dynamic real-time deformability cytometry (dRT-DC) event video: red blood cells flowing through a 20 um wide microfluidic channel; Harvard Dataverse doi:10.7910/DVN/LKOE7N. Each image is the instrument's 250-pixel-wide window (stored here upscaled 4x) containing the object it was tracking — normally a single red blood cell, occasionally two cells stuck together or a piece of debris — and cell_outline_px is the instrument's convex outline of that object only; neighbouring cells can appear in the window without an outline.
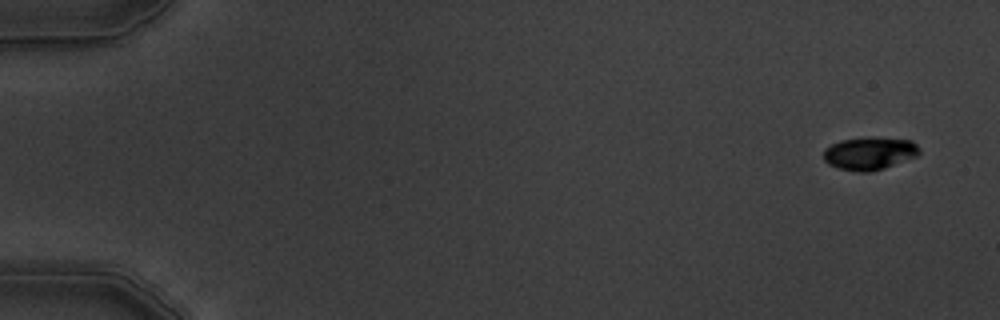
{"species": "common noctule bat (a hibernating species)", "species_latin": "Nyctalus noctula", "temperature_condition": "warm", "stored_images_in_passage": 7, "camera_frame_rate_fps": 3000, "um_per_image_px": 0.085, "animal": {"sex": "male", "body_mass_g": 19.5, "forearm_length_mm": 54.6}, "frame": {"image": 1, "passage_image": 1, "time_ms": 0.0, "image_size_px": [1000, 320], "cell_outline_px": [[920, 152], [916, 156], [884, 168], [872, 172], [856, 172], [840, 168], [828, 164], [824, 160], [824, 148], [840, 140], [872, 136], [876, 136], [912, 140], [920, 148]], "centroid_in_image_um": [73.91, 13.02], "position_along_channel_um": 11.1, "area_um2": 18.55}}
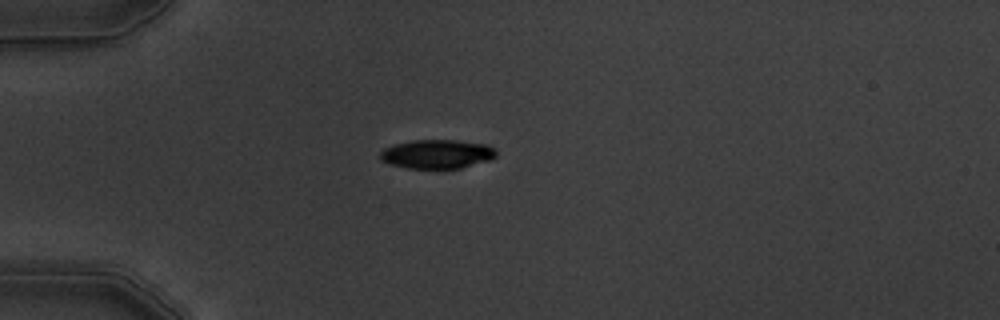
{"frame": {"image": 2, "passage_image": 4, "time_ms": 4.333, "image_size_px": [1000, 320], "cell_outline_px": [[496, 156], [488, 160], [460, 168], [408, 168], [392, 164], [380, 160], [380, 152], [384, 148], [392, 144], [412, 140], [456, 140], [488, 144], [496, 152]], "centroid_in_image_um": [37.12, 13.08], "position_along_channel_um": 47.9, "area_um2": 19.48}}